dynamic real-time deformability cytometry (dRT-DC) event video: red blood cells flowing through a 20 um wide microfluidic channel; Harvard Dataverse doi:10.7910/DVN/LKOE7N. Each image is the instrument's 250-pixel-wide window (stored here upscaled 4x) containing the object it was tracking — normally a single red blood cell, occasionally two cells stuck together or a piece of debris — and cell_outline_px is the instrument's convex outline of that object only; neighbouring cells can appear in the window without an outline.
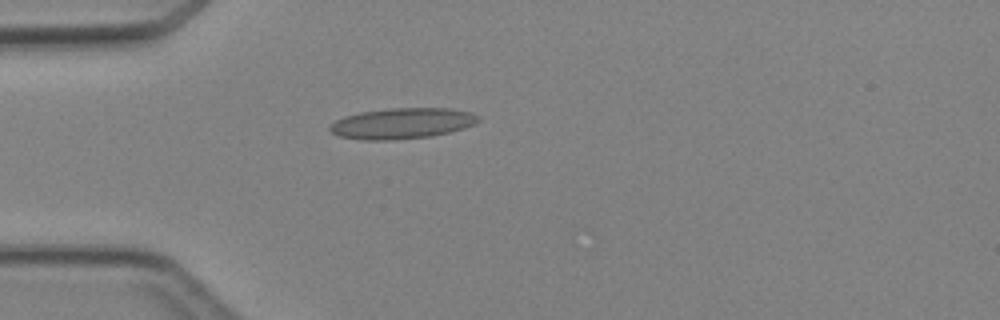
{"species": "Egyptian fruit bat (a non-hibernating species)", "species_latin": "Rousettus aegyptiacus", "temperature_condition": "cold", "stored_images_in_passage": 1, "camera_frame_rate_fps": 3000, "um_per_image_px": 0.085, "animal": {"sex": "female"}, "frame": {"image": 1, "passage_image": 1, "time_ms": 0.0, "image_size_px": [1000, 320], "cell_outline_px": [[480, 120], [476, 124], [464, 128], [432, 136], [392, 140], [364, 140], [340, 136], [332, 132], [328, 128], [336, 120], [344, 116], [360, 112], [388, 108], [448, 108], [472, 112], [480, 116]], "centroid_in_image_um": [34.21, 10.48], "position_along_channel_um": 50.8, "area_um2": 26.7}}